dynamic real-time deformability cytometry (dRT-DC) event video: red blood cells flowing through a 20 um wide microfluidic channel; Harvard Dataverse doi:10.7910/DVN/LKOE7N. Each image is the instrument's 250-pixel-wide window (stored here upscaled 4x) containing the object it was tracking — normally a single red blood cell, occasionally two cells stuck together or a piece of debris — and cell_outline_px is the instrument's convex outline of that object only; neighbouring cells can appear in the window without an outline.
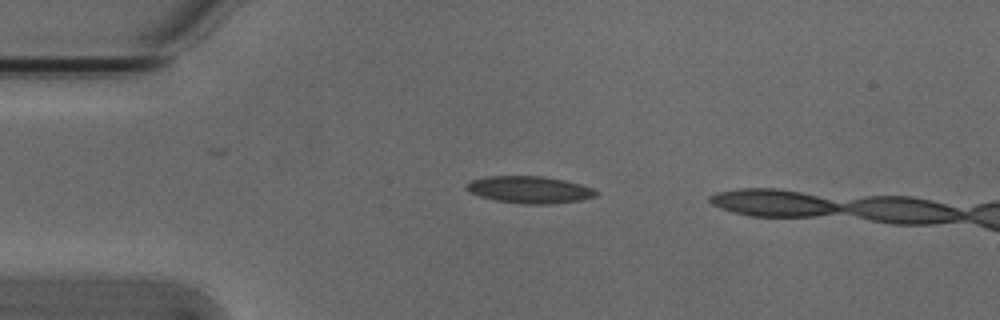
{"species": "Egyptian fruit bat (a non-hibernating species)", "species_latin": "Rousettus aegyptiacus", "temperature_condition": "cold", "stored_images_in_passage": 2, "camera_frame_rate_fps": 3000, "um_per_image_px": 0.085, "animal": {"sex": "male"}, "frame": {"image": 1, "passage_image": 1, "time_ms": 0.0, "image_size_px": [1000, 320], "cell_outline_px": [[600, 192], [596, 196], [580, 200], [548, 204], [524, 204], [496, 200], [480, 196], [468, 192], [464, 188], [472, 180], [484, 176], [540, 176], [564, 180], [580, 184], [592, 188]], "centroid_in_image_um": [45.0, 16.12], "position_along_channel_um": 40.0, "area_um2": 20.35}}